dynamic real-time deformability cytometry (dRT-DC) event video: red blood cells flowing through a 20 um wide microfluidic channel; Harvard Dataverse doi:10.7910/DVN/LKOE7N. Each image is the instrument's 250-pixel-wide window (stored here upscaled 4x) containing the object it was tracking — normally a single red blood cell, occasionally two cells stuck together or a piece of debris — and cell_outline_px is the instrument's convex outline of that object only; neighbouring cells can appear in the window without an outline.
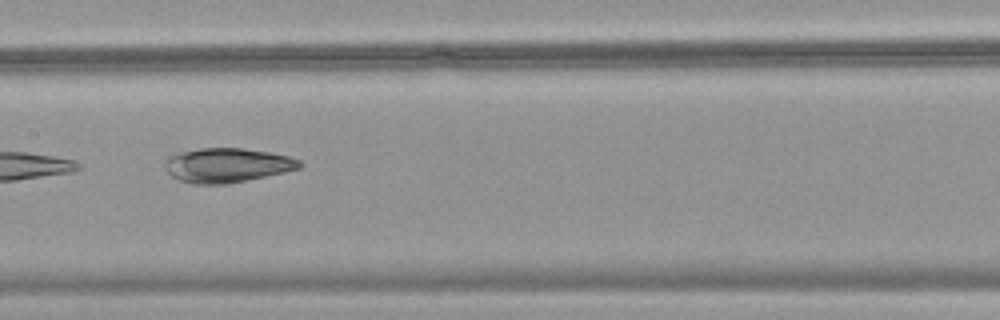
{"species": "common noctule bat (a hibernating species)", "species_latin": "Nyctalus noctula", "temperature_condition": "warm", "stored_images_in_passage": 32, "camera_frame_rate_fps": 3000, "um_per_image_px": 0.085, "animal": {"sex": "female", "body_mass_g": 18.4}, "frame": {"image": 1, "passage_image": 10, "time_ms": 3.0, "image_size_px": [1000, 320], "cell_outline_px": [[304, 164], [300, 168], [284, 172], [248, 180], [228, 184], [196, 184], [180, 180], [172, 176], [164, 168], [164, 164], [168, 156], [180, 152], [200, 148], [240, 148], [268, 152], [288, 156], [300, 160]], "centroid_in_image_um": [19.3, 14.04], "position_along_channel_um": 188.1, "area_um2": 26.93}}
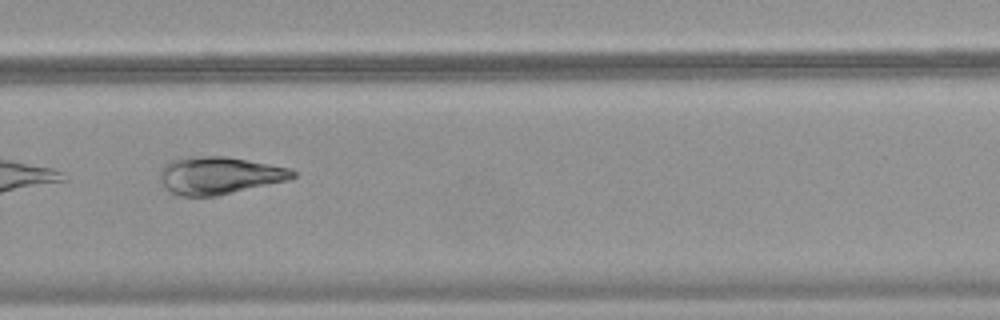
{"frame": {"image": 2, "passage_image": 19, "time_ms": 6.0, "image_size_px": [1000, 320], "cell_outline_px": [[296, 176], [288, 180], [216, 196], [180, 196], [172, 192], [160, 180], [160, 172], [164, 164], [180, 156], [224, 156], [292, 168], [296, 172]], "centroid_in_image_um": [18.63, 14.9], "position_along_channel_um": 311.2, "area_um2": 28.96}}